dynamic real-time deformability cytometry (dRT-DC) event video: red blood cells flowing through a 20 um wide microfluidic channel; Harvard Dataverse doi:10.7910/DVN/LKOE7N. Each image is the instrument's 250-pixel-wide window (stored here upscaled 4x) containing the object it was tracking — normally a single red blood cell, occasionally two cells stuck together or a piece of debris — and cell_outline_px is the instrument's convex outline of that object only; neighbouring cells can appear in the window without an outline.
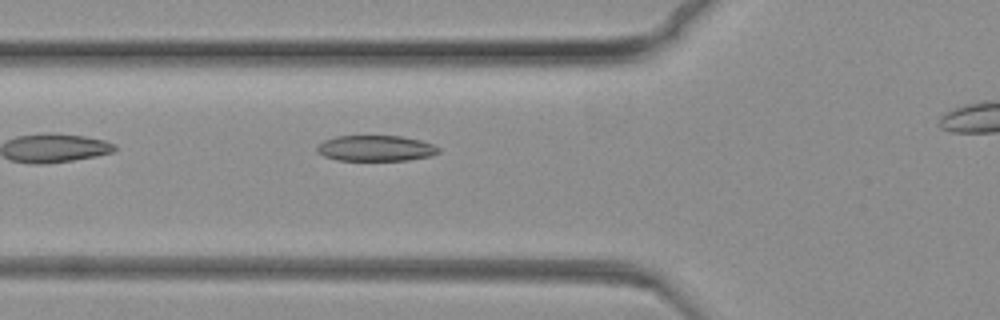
{"species": "common noctule bat (a hibernating species)", "species_latin": "Nyctalus noctula", "temperature_condition": "warm", "stored_images_in_passage": 43, "camera_frame_rate_fps": 3000, "um_per_image_px": 0.085, "animal": {"sex": "female", "body_mass_g": 19.3, "forearm_length_mm": 54.1}, "frame": {"image": 1, "passage_image": 3, "time_ms": 0.667, "image_size_px": [1000, 320], "cell_outline_px": [[440, 152], [432, 156], [408, 160], [336, 160], [324, 156], [316, 152], [316, 148], [324, 140], [336, 136], [400, 136], [420, 140], [432, 144], [440, 148]], "centroid_in_image_um": [31.94, 12.61], "position_along_channel_um": 93.9, "area_um2": 18.26}}
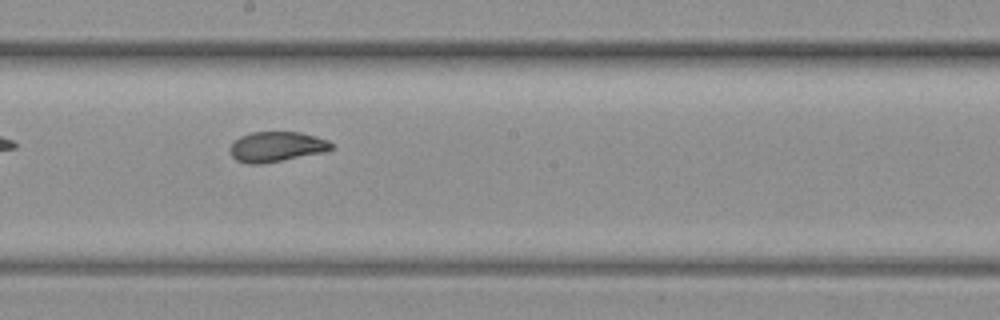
{"frame": {"image": 2, "passage_image": 18, "time_ms": 5.667, "image_size_px": [1000, 320], "cell_outline_px": [[332, 148], [324, 152], [260, 164], [248, 164], [236, 160], [232, 156], [232, 144], [240, 136], [252, 132], [300, 132], [316, 136], [328, 140], [332, 144]], "centroid_in_image_um": [23.52, 12.46], "position_along_channel_um": 224.7, "area_um2": 17.51}}
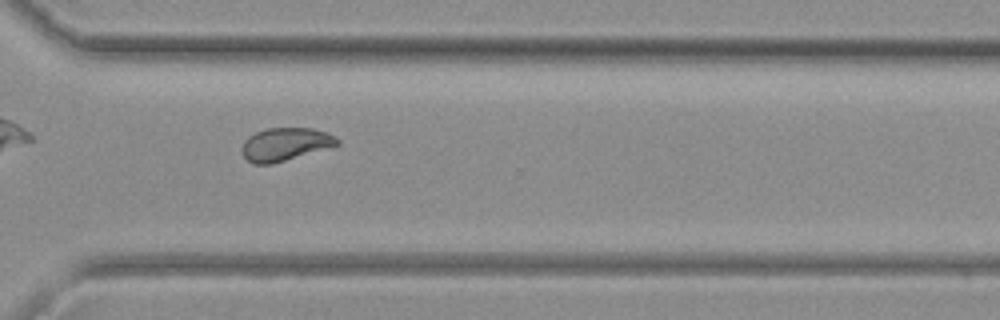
{"frame": {"image": 3, "passage_image": 32, "time_ms": 10.333, "image_size_px": [1000, 320], "cell_outline_px": [[340, 144], [272, 164], [252, 164], [244, 156], [240, 148], [244, 140], [248, 136], [256, 132], [268, 128], [312, 128], [328, 132], [336, 136], [340, 140]], "centroid_in_image_um": [24.23, 12.25], "position_along_channel_um": 346.4, "area_um2": 18.38}}